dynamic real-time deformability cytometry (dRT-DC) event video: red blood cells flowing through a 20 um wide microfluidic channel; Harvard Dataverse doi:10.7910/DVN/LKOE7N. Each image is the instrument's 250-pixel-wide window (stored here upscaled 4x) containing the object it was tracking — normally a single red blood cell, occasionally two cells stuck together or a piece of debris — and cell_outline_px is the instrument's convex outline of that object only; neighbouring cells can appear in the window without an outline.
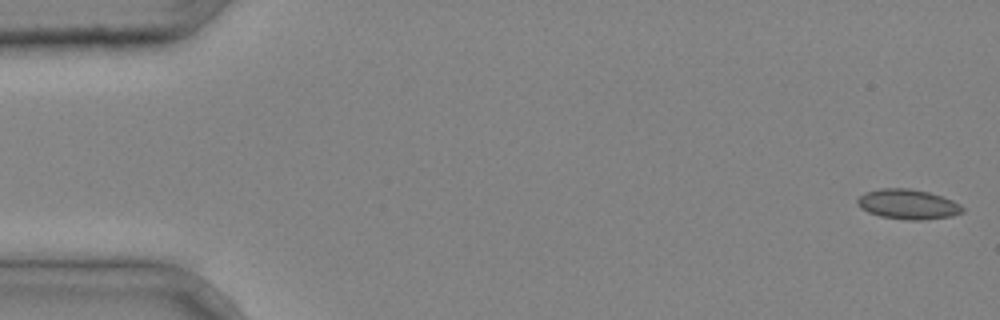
{"species": "common noctule bat (a hibernating species)", "species_latin": "Nyctalus noctula", "temperature_condition": "cold", "stored_images_in_passage": 41, "camera_frame_rate_fps": 3000, "um_per_image_px": 0.085, "animal": {"sex": "male", "body_mass_g": 20.4}, "frame": {"image": 1, "passage_image": 1, "time_ms": 0.0, "image_size_px": [1000, 320], "cell_outline_px": [[964, 212], [952, 216], [924, 220], [908, 220], [880, 216], [868, 212], [860, 208], [856, 200], [864, 192], [880, 188], [908, 188], [928, 192], [952, 200], [960, 204], [964, 208]], "centroid_in_image_um": [77.17, 17.36], "position_along_channel_um": 7.8, "area_um2": 18.38}}
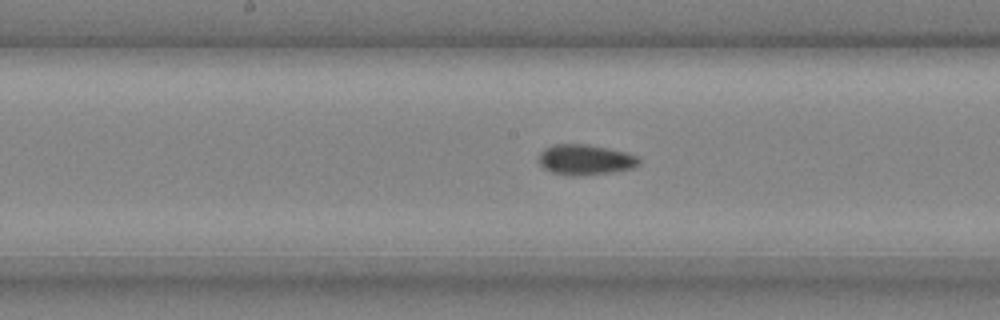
{"frame": {"image": 2, "passage_image": 22, "time_ms": 7.0, "image_size_px": [1000, 320], "cell_outline_px": [[640, 164], [632, 168], [608, 172], [576, 176], [572, 176], [552, 172], [544, 168], [540, 164], [540, 152], [544, 148], [552, 144], [588, 144], [628, 152], [640, 156]], "centroid_in_image_um": [49.77, 13.55], "position_along_channel_um": 198.4, "area_um2": 17.8}}
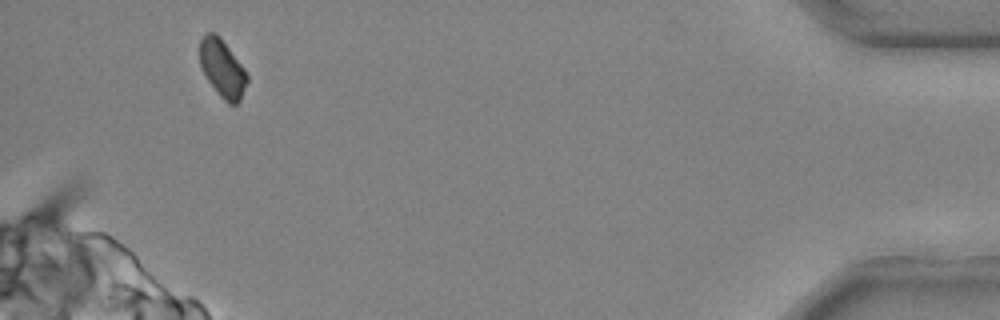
{"frame": {"image": 3, "passage_image": 40, "time_ms": 13.0, "image_size_px": [1000, 320], "cell_outline_px": [[248, 80], [240, 100], [236, 104], [228, 104], [220, 96], [208, 80], [200, 68], [200, 40], [208, 32], [216, 32], [220, 36], [244, 68], [248, 76]], "centroid_in_image_um": [18.9, 5.81], "position_along_channel_um": 416.3, "area_um2": 15.84}}